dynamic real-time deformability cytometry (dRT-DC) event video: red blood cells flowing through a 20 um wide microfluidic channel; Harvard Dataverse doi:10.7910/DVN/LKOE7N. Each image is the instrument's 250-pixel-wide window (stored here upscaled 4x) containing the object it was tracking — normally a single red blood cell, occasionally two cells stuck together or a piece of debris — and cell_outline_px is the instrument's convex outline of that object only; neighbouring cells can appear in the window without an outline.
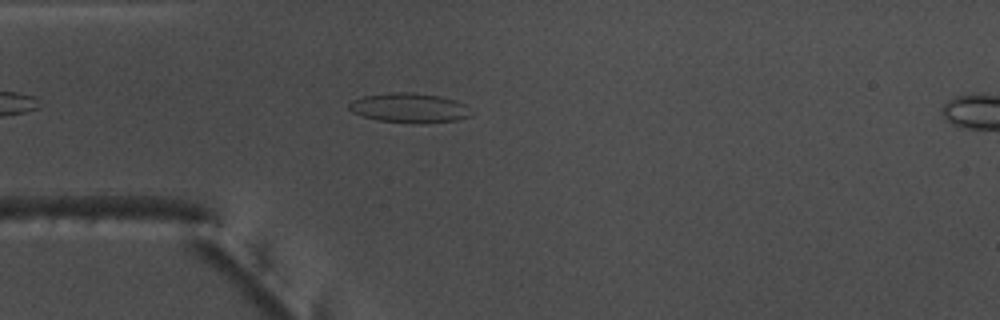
{"species": "common noctule bat (a hibernating species)", "species_latin": "Nyctalus noctula", "temperature_condition": "warm", "stored_images_in_passage": 44, "camera_frame_rate_fps": 3000, "um_per_image_px": 0.085, "animal": {"sex": "male", "body_mass_g": 17.5, "forearm_length_mm": 52.3}, "frame": {"image": 1, "passage_image": 5, "time_ms": 1.333, "image_size_px": [1000, 320], "cell_outline_px": [[472, 116], [456, 120], [376, 120], [360, 116], [352, 112], [348, 108], [348, 104], [352, 100], [364, 96], [388, 92], [412, 92], [440, 96], [456, 100], [464, 104]], "centroid_in_image_um": [34.71, 9.11], "position_along_channel_um": 50.3, "area_um2": 20.11}}
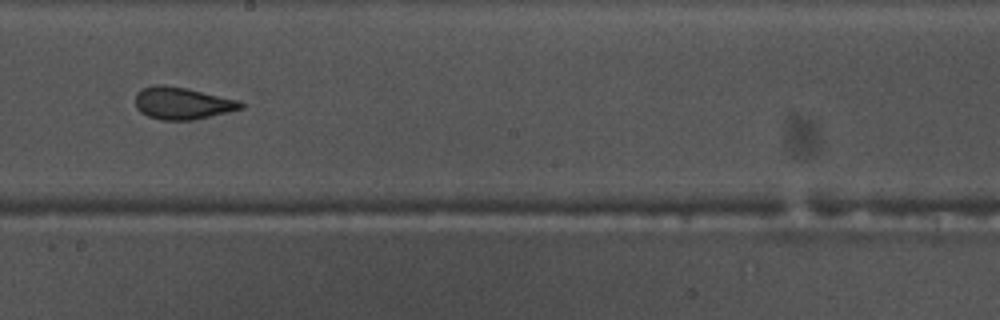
{"frame": {"image": 2, "passage_image": 20, "time_ms": 6.333, "image_size_px": [1000, 320], "cell_outline_px": [[244, 108], [228, 112], [192, 120], [164, 120], [148, 116], [140, 112], [136, 108], [136, 92], [144, 88], [156, 84], [164, 84], [184, 88], [240, 100], [244, 104]], "centroid_in_image_um": [15.49, 8.77], "position_along_channel_um": 232.7, "area_um2": 19.65}}
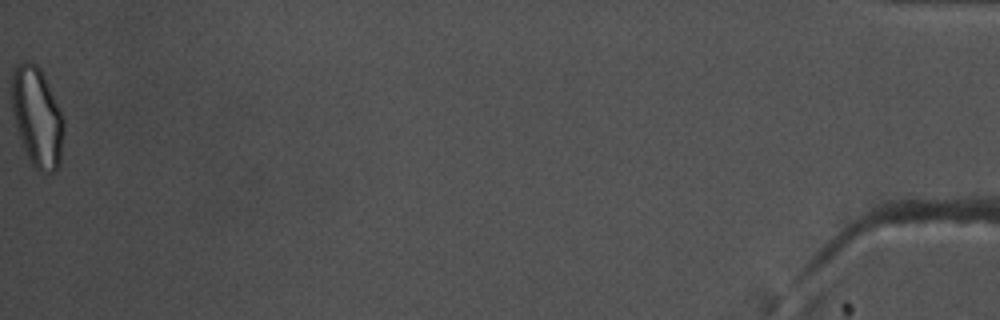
{"frame": {"image": 3, "passage_image": 44, "time_ms": 14.333, "image_size_px": [1000, 320], "cell_outline_px": [[64, 132], [60, 164], [52, 172], [48, 172], [36, 168], [32, 164], [24, 148], [12, 112], [12, 72], [16, 64], [24, 60], [28, 60], [36, 64], [40, 68], [48, 84], [64, 120]], "centroid_in_image_um": [3.16, 9.9], "position_along_channel_um": 432.0, "area_um2": 29.82}, "authors_computed_cell_mechanics": {"area_um2": 20.0566, "velocity_mm_per_s": 3.8351, "shape_relaxation_time_tau1_ms": null, "shape_relaxation_time_tau2_ms": 0.9875, "deformation_change_tau1": null, "deformation_change_tau2": 0.0614}}